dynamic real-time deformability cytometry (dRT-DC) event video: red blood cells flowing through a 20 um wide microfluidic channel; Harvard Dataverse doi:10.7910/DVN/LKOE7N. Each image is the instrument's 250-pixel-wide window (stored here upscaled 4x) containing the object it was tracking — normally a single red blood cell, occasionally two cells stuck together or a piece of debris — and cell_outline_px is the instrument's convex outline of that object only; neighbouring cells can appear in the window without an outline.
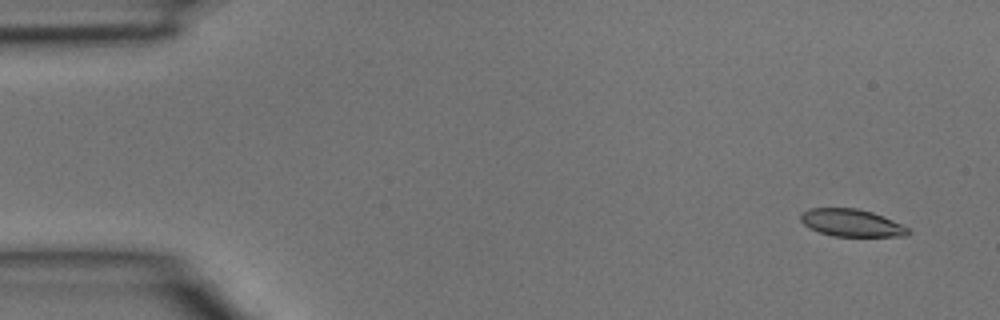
{"species": "common noctule bat (a hibernating species)", "species_latin": "Nyctalus noctula", "temperature_condition": "room temperature", "stored_images_in_passage": 4, "camera_frame_rate_fps": 3000, "um_per_image_px": 0.085, "animal": {"sex": "male", "body_mass_g": 15.6}, "frame": {"image": 1, "passage_image": 1, "time_ms": 0.0, "image_size_px": [1000, 320], "cell_outline_px": [[912, 232], [908, 236], [832, 236], [820, 232], [804, 224], [800, 220], [800, 216], [808, 208], [856, 208], [872, 212], [892, 220], [908, 228]], "centroid_in_image_um": [72.4, 18.94], "position_along_channel_um": 12.6, "area_um2": 16.99}}
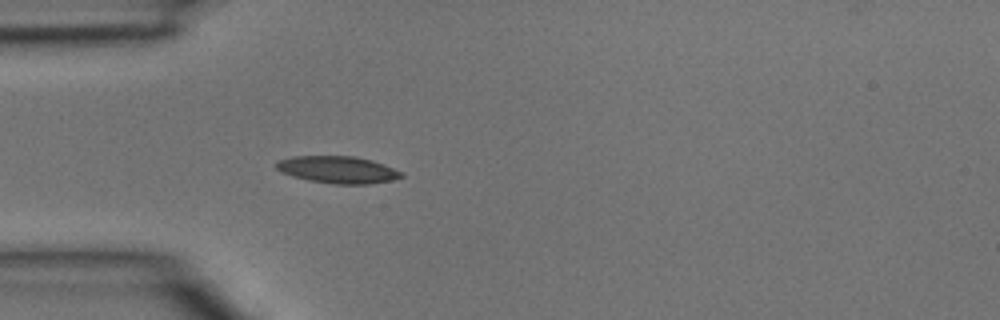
{"frame": {"image": 2, "passage_image": 4, "time_ms": 1.0, "image_size_px": [1000, 320], "cell_outline_px": [[404, 176], [392, 180], [368, 184], [336, 184], [308, 180], [292, 176], [280, 172], [272, 164], [276, 160], [292, 156], [356, 156], [372, 160], [392, 168], [400, 172]], "centroid_in_image_um": [28.62, 14.41], "position_along_channel_um": 56.4, "area_um2": 19.83}}